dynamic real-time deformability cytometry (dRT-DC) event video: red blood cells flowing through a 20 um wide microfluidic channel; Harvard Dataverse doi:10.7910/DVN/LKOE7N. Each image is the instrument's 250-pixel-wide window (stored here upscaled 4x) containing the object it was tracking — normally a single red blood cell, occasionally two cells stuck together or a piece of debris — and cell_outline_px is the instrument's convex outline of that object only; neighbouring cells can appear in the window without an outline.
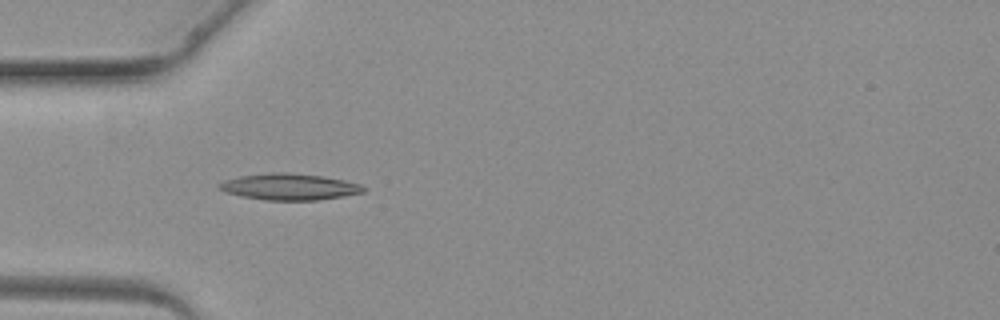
{"species": "common noctule bat (a hibernating species)", "species_latin": "Nyctalus noctula", "temperature_condition": "warm", "stored_images_in_passage": 4, "camera_frame_rate_fps": 3000, "um_per_image_px": 0.085, "animal": {"sex": "female", "body_mass_g": 19.3, "forearm_length_mm": 54.1}, "frame": {"image": 1, "passage_image": 4, "time_ms": 3.667, "image_size_px": [1000, 320], "cell_outline_px": [[368, 188], [364, 192], [344, 196], [320, 200], [264, 200], [240, 196], [224, 192], [216, 188], [216, 184], [224, 180], [240, 176], [272, 172], [288, 172], [320, 176], [344, 180], [360, 184]], "centroid_in_image_um": [24.56, 15.88], "position_along_channel_um": 60.4, "area_um2": 22.43}}